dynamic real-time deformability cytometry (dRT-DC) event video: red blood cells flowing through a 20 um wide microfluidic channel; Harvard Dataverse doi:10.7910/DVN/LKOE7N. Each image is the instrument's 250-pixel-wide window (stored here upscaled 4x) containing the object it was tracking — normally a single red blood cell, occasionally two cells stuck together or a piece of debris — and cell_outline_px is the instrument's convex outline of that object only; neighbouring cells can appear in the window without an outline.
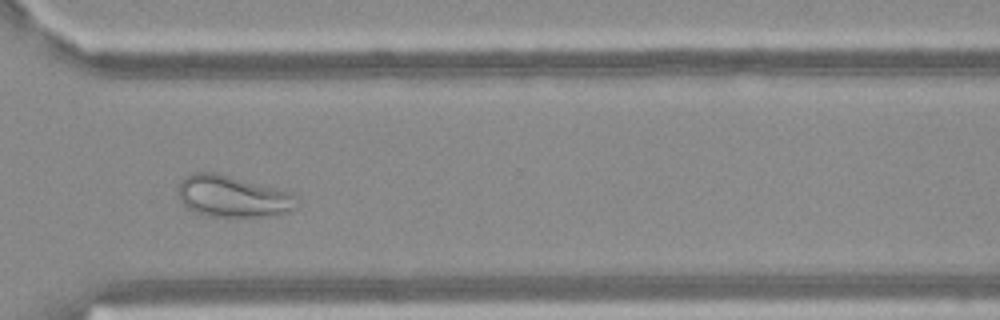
{"species": "Egyptian fruit bat (a non-hibernating species)", "species_latin": "Rousettus aegyptiacus", "temperature_condition": "warm", "stored_images_in_passage": 52, "camera_frame_rate_fps": 3000, "um_per_image_px": 0.085, "frame": {"image": 1, "passage_image": 38, "time_ms": 12.333, "image_size_px": [1000, 320], "cell_outline_px": [[300, 204], [292, 212], [260, 216], [224, 220], [204, 216], [192, 212], [180, 200], [176, 192], [176, 188], [180, 180], [184, 176], [192, 172], [216, 172], [292, 192], [300, 200]], "centroid_in_image_um": [19.76, 16.73], "position_along_channel_um": 350.8, "area_um2": 30.17}}
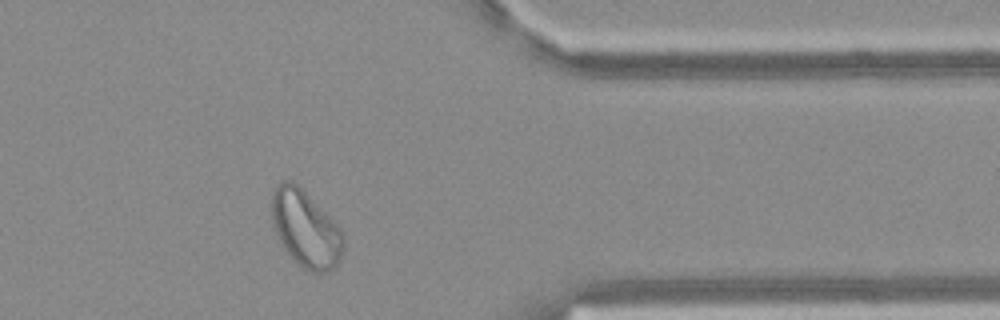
{"frame": {"image": 2, "passage_image": 42, "time_ms": 13.667, "image_size_px": [1000, 320], "cell_outline_px": [[344, 248], [340, 260], [328, 272], [312, 272], [296, 264], [280, 244], [272, 224], [272, 192], [280, 180], [292, 180], [300, 184], [340, 228], [344, 236]], "centroid_in_image_um": [25.96, 19.42], "position_along_channel_um": 385.4, "area_um2": 32.6}}